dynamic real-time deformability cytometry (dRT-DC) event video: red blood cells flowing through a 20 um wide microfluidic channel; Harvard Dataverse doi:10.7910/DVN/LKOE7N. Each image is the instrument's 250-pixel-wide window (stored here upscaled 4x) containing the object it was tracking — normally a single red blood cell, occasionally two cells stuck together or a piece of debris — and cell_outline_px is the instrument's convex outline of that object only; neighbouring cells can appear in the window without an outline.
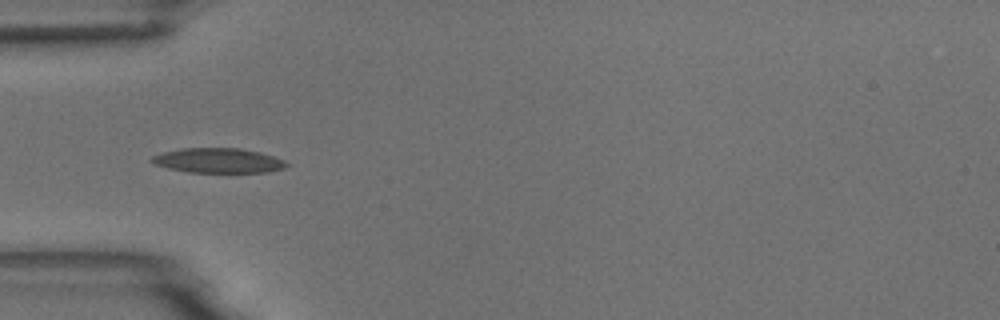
{"species": "common noctule bat (a hibernating species)", "species_latin": "Nyctalus noctula", "temperature_condition": "room temperature", "stored_images_in_passage": 5, "camera_frame_rate_fps": 3000, "um_per_image_px": 0.085, "animal": {"sex": "male", "body_mass_g": 18.8}, "frame": {"image": 1, "passage_image": 5, "time_ms": 4.667, "image_size_px": [1000, 320], "cell_outline_px": [[288, 164], [284, 168], [268, 172], [188, 172], [168, 168], [156, 164], [148, 160], [152, 156], [164, 152], [180, 148], [240, 148], [260, 152], [284, 160]], "centroid_in_image_um": [18.54, 13.64], "position_along_channel_um": 66.5, "area_um2": 19.36}}